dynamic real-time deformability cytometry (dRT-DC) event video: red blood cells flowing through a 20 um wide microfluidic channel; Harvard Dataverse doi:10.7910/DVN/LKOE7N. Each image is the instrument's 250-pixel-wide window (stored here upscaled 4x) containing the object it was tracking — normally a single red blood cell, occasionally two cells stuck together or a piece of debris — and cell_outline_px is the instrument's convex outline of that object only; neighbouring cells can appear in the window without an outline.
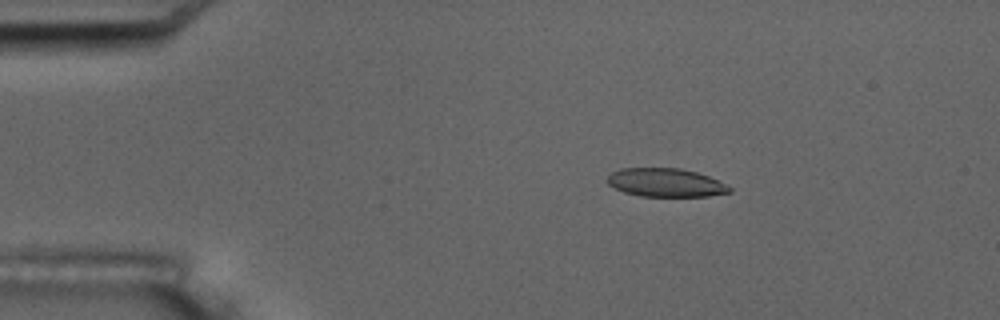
{"species": "common noctule bat (a hibernating species)", "species_latin": "Nyctalus noctula", "temperature_condition": "room temperature", "stored_images_in_passage": 5, "camera_frame_rate_fps": 3000, "um_per_image_px": 0.085, "animal": {"sex": "male", "body_mass_g": 17.5, "forearm_length_mm": 52.3}, "frame": {"image": 1, "passage_image": 3, "time_ms": 2.333, "image_size_px": [1000, 320], "cell_outline_px": [[732, 192], [708, 196], [640, 196], [624, 192], [608, 184], [604, 180], [612, 172], [620, 168], [680, 168], [696, 172], [708, 176], [732, 188]], "centroid_in_image_um": [56.55, 15.52], "position_along_channel_um": 28.5, "area_um2": 20.23}}